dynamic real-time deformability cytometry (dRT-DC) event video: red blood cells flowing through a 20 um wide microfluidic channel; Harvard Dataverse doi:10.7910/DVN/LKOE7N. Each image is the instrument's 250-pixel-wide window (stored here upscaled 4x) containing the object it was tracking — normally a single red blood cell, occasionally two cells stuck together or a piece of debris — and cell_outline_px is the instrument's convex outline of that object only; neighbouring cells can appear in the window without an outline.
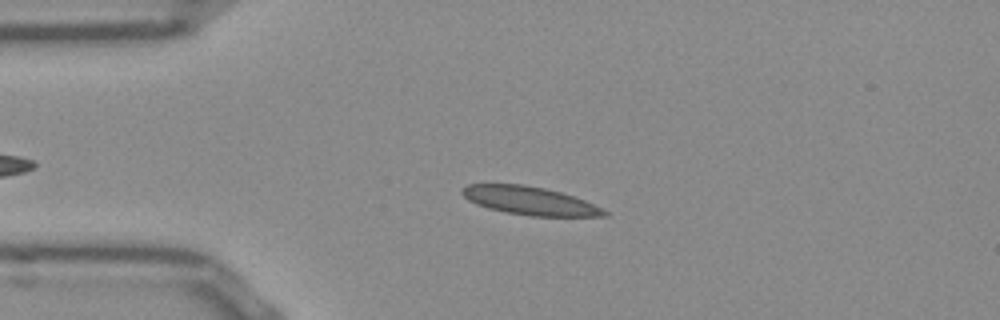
{"species": "Egyptian fruit bat (a non-hibernating species)", "species_latin": "Rousettus aegyptiacus", "temperature_condition": "room temperature", "stored_images_in_passage": 47, "camera_frame_rate_fps": 3000, "um_per_image_px": 0.085, "frame": {"image": 1, "passage_image": 11, "time_ms": 3.333, "image_size_px": [1000, 320], "cell_outline_px": [[608, 216], [528, 216], [504, 212], [488, 208], [476, 204], [468, 200], [460, 192], [468, 184], [524, 184], [544, 188], [560, 192], [584, 200], [608, 212]], "centroid_in_image_um": [44.99, 17.06], "position_along_channel_um": 40.0, "area_um2": 23.24}}
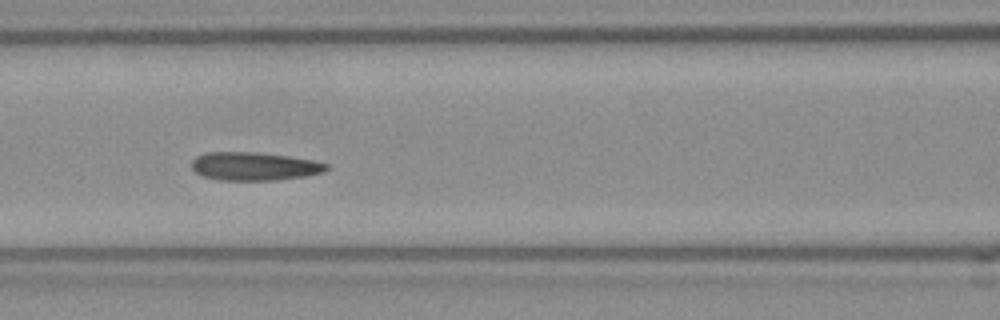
{"frame": {"image": 2, "passage_image": 21, "time_ms": 6.667, "image_size_px": [1000, 320], "cell_outline_px": [[328, 168], [324, 172], [308, 176], [276, 180], [216, 180], [204, 176], [196, 172], [192, 168], [192, 160], [196, 156], [204, 152], [256, 152], [288, 156], [312, 160], [328, 164]], "centroid_in_image_um": [21.61, 14.13], "position_along_channel_um": 145.0, "area_um2": 22.31}}
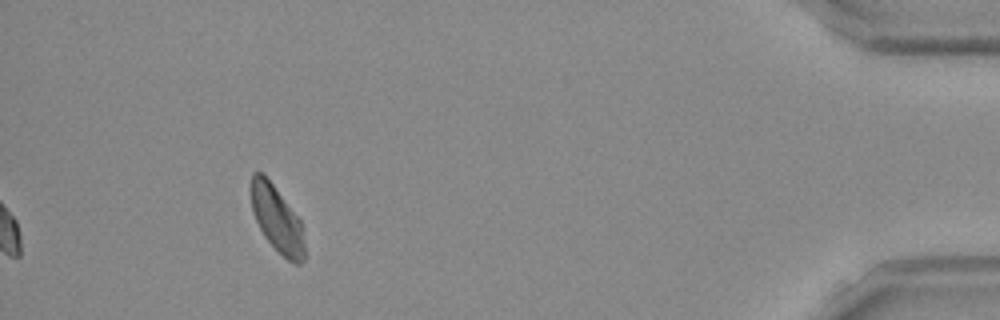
{"frame": {"image": 3, "passage_image": 47, "time_ms": 15.333, "image_size_px": [1000, 320], "cell_outline_px": [[304, 260], [300, 264], [296, 264], [288, 260], [264, 236], [252, 212], [248, 192], [248, 188], [252, 172], [264, 172], [300, 220], [304, 244]], "centroid_in_image_um": [23.47, 18.53], "position_along_channel_um": 411.7, "area_um2": 20.81}, "authors_computed_cell_mechanics": {"area_um2": 22.3686, "velocity_mm_per_s": 3.842, "shape_relaxation_time_tau1_ms": null, "shape_relaxation_time_tau2_ms": 1.9395, "deformation_change_tau1": null, "deformation_change_tau2": 0.0845}}